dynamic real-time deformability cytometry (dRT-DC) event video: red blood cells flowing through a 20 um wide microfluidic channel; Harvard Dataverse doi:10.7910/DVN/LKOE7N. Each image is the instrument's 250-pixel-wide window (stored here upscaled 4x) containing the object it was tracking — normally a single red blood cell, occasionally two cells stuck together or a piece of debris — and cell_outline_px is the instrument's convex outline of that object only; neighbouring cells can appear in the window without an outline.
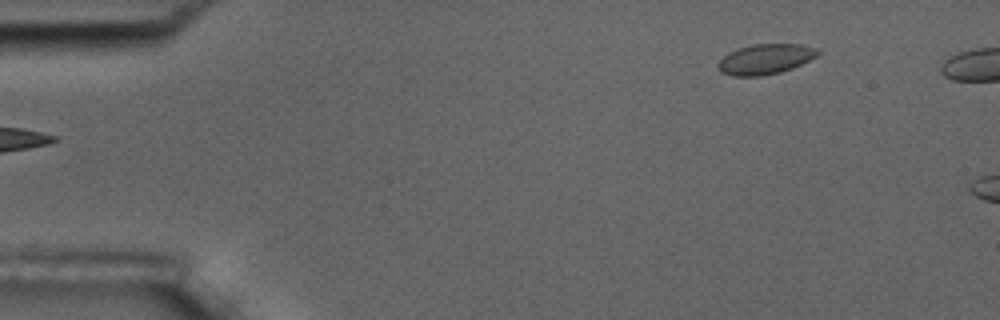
{"species": "common noctule bat (a hibernating species)", "species_latin": "Nyctalus noctula", "temperature_condition": "room temperature", "stored_images_in_passage": 6, "segment_of_instrument_passage": [2, 2], "camera_frame_rate_fps": 3000, "um_per_image_px": 0.085, "animal": {"sex": "male", "body_mass_g": 17.5, "forearm_length_mm": 52.3}, "frame": {"image": 1, "passage_image": 6, "time_ms": 5.667, "image_size_px": [1000, 320], "cell_outline_px": [[820, 52], [816, 56], [792, 68], [780, 72], [760, 76], [732, 76], [720, 72], [716, 68], [716, 64], [728, 52], [752, 44], [800, 44], [816, 48]], "centroid_in_image_um": [65.0, 5.03], "position_along_channel_um": 20.0, "area_um2": 17.51}}